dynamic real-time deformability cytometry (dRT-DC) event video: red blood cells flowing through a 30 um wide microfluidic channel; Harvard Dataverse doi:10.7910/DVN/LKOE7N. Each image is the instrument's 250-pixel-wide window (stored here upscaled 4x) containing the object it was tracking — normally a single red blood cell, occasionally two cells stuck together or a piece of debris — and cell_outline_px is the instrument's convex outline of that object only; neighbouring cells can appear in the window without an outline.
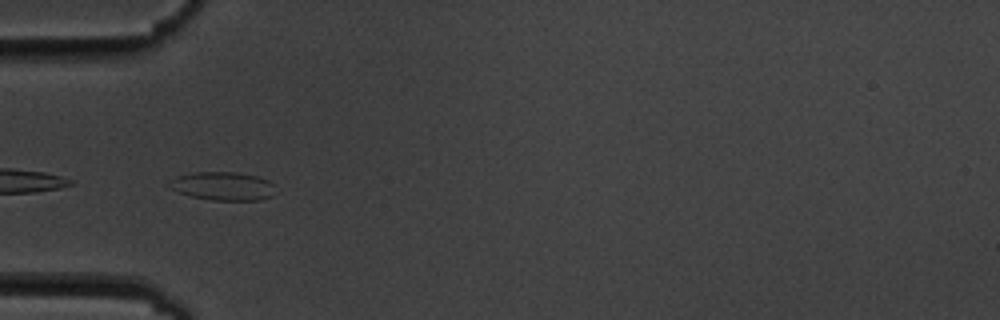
{"species": "common noctule bat (a hibernating species)", "species_latin": "Nyctalus noctula", "temperature_condition": "cold", "stored_images_in_passage": 6, "camera_frame_rate_fps": 3000, "um_per_image_px": 0.085, "animal": {"sex": "male", "body_mass_g": 19.5, "forearm_length_mm": 54.6}, "frame": {"image": 1, "passage_image": 6, "time_ms": 5.667, "image_size_px": [1000, 320], "cell_outline_px": [[280, 192], [272, 196], [256, 200], [212, 200], [192, 196], [180, 192], [164, 184], [176, 176], [196, 172], [236, 172], [256, 176], [268, 180]], "centroid_in_image_um": [18.98, 15.81], "position_along_channel_um": 66.0, "area_um2": 17.69}}